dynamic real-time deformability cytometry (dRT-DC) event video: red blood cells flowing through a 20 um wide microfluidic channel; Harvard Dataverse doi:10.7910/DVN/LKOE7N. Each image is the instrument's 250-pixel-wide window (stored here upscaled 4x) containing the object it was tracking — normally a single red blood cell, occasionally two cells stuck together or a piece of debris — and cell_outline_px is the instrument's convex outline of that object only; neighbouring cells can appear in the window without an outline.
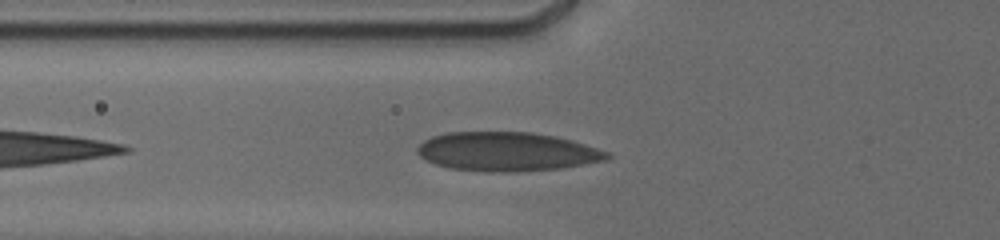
{"species": "human", "species_latin": "Homo sapiens", "temperature_condition": "cold", "stored_images_in_passage": 4, "camera_frame_rate_fps": 3000, "um_per_image_px": 0.085, "donor": {"sex": "male"}, "frame": {"image": 1, "passage_image": 3, "time_ms": 1.0, "image_size_px": [1000, 240], "cell_outline_px": [[612, 156], [604, 160], [564, 168], [516, 172], [488, 172], [448, 168], [424, 160], [416, 152], [416, 148], [424, 140], [432, 136], [448, 132], [532, 132], [552, 136], [584, 144], [608, 152]], "centroid_in_image_um": [43.03, 12.9], "position_along_channel_um": 82.8, "area_um2": 43.12}}